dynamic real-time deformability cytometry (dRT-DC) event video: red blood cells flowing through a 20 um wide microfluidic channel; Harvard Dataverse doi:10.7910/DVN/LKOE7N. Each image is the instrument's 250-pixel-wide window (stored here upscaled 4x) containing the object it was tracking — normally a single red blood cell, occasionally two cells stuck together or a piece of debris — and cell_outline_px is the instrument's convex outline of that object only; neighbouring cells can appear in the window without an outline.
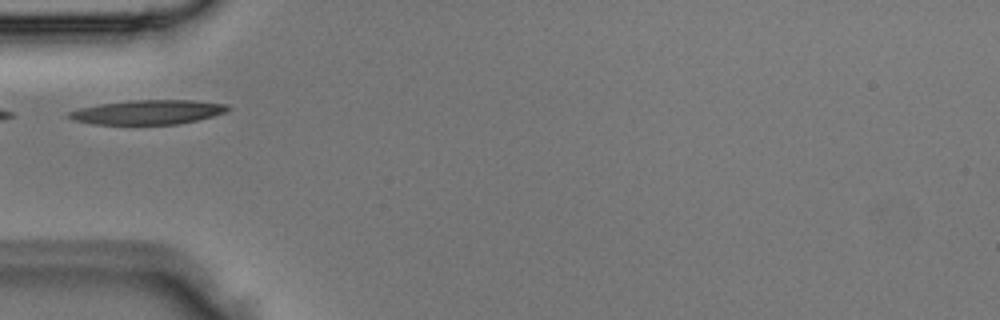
{"species": "Egyptian fruit bat (a non-hibernating species)", "species_latin": "Rousettus aegyptiacus", "temperature_condition": "room temperature", "stored_images_in_passage": 2, "camera_frame_rate_fps": 3000, "um_per_image_px": 0.085, "animal": {"sex": "male"}, "frame": {"image": 1, "passage_image": 2, "time_ms": 0.333, "image_size_px": [1000, 320], "cell_outline_px": [[232, 108], [224, 112], [212, 116], [180, 124], [92, 124], [72, 120], [68, 116], [68, 112], [80, 108], [100, 104], [132, 100], [192, 100], [228, 104]], "centroid_in_image_um": [12.57, 9.53], "position_along_channel_um": 72.4, "area_um2": 22.48}}